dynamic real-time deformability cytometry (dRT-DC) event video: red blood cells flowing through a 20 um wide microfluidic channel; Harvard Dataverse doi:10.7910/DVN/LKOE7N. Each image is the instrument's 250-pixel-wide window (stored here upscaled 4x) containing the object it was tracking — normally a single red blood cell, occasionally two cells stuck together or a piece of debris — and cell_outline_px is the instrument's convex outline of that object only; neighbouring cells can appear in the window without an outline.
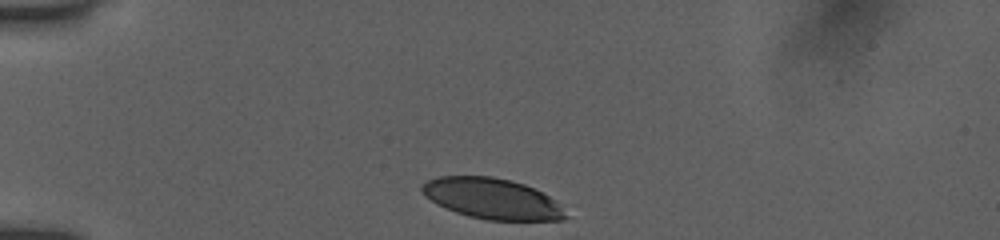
{"species": "human", "species_latin": "Homo sapiens", "temperature_condition": "room temperature", "stored_images_in_passage": 33, "camera_frame_rate_fps": 3000, "um_per_image_px": 0.085, "donor": {"sex": "female"}, "frame": {"image": 1, "passage_image": 1, "time_ms": 0.0, "image_size_px": [1000, 240], "cell_outline_px": [[568, 216], [564, 220], [488, 220], [468, 216], [456, 212], [436, 204], [424, 196], [420, 192], [420, 184], [436, 176], [492, 176], [512, 180], [524, 184], [548, 196]], "centroid_in_image_um": [41.73, 16.87], "position_along_channel_um": 43.3, "area_um2": 33.93}}
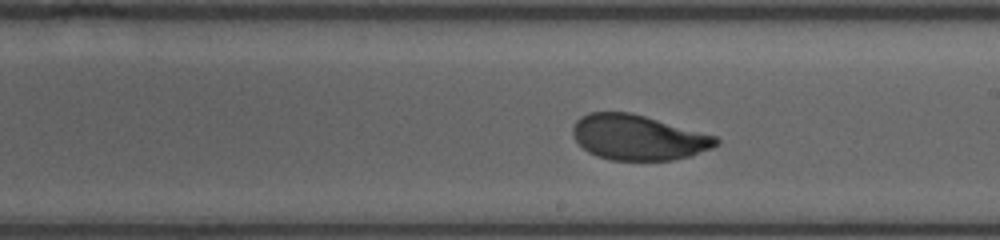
{"frame": {"image": 2, "passage_image": 19, "time_ms": 6.0, "image_size_px": [1000, 240], "cell_outline_px": [[720, 144], [712, 148], [692, 156], [672, 160], [612, 160], [596, 156], [588, 152], [576, 140], [572, 132], [572, 128], [576, 120], [580, 116], [588, 112], [628, 112], [644, 116], [716, 136], [720, 140]], "centroid_in_image_um": [54.24, 11.69], "position_along_channel_um": 234.8, "area_um2": 37.69}}
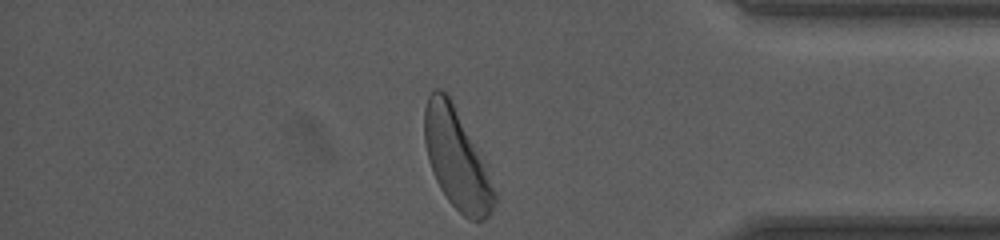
{"frame": {"image": 3, "passage_image": 33, "time_ms": 10.667, "image_size_px": [1000, 240], "cell_outline_px": [[496, 200], [492, 212], [484, 220], [472, 220], [464, 216], [448, 200], [440, 188], [436, 180], [428, 160], [424, 144], [424, 108], [428, 96], [436, 88], [440, 88], [448, 96], [488, 164], [496, 192]], "centroid_in_image_um": [38.84, 13.53], "position_along_channel_um": 396.4, "area_um2": 40.92}, "authors_computed_cell_mechanics": {"area_um2": 37.9168, "velocity_mm_per_s": 3.8936, "shape_relaxation_time_tau1_ms": 2.8229, "shape_relaxation_time_tau2_ms": 0.7793, "deformation_change_tau1": 0.1497, "deformation_change_tau2": 0.0628}}